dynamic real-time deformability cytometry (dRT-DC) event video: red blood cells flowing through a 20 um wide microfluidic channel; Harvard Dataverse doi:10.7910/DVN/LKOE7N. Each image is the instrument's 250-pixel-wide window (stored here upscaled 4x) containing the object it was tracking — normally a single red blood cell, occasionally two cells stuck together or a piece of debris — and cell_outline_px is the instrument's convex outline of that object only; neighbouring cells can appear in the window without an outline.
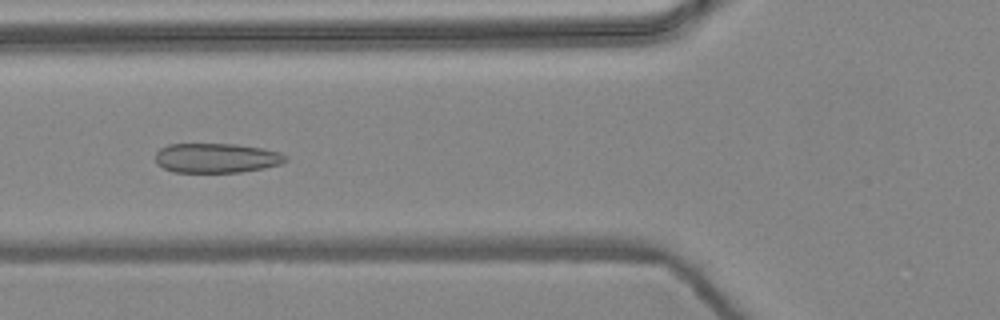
{"species": "common noctule bat (a hibernating species)", "species_latin": "Nyctalus noctula", "temperature_condition": "warm", "stored_images_in_passage": 10, "camera_frame_rate_fps": 3000, "um_per_image_px": 0.085, "animal": {"sex": "female", "body_mass_g": 24.6, "forearm_length_mm": 56.2}, "frame": {"image": 1, "passage_image": 5, "time_ms": 1.333, "image_size_px": [1000, 320], "cell_outline_px": [[288, 160], [280, 164], [264, 168], [240, 172], [172, 172], [156, 164], [156, 152], [160, 148], [168, 144], [236, 144], [264, 148], [280, 152], [288, 156]], "centroid_in_image_um": [18.41, 13.43], "position_along_channel_um": 107.4, "area_um2": 22.66}}
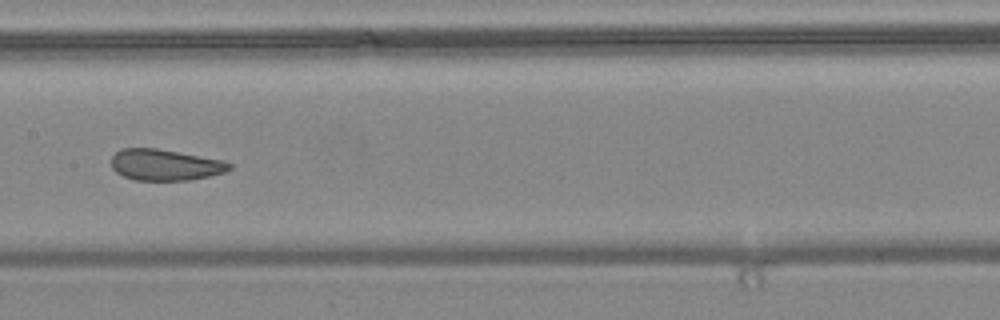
{"frame": {"image": 2, "passage_image": 7, "time_ms": 2.0, "image_size_px": [1000, 320], "cell_outline_px": [[232, 168], [224, 172], [208, 176], [188, 180], [136, 180], [124, 176], [116, 172], [112, 168], [112, 156], [120, 148], [156, 148], [224, 160], [232, 164]], "centroid_in_image_um": [14.03, 14.0], "position_along_channel_um": 193.4, "area_um2": 21.39}}
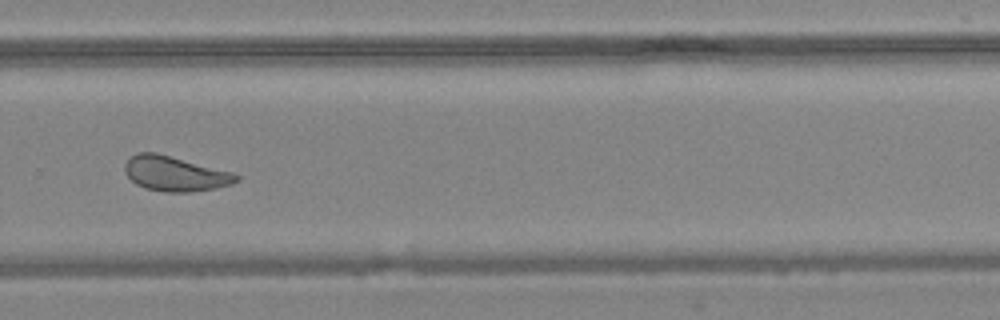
{"frame": {"image": 3, "passage_image": 10, "time_ms": 3.0, "image_size_px": [1000, 320], "cell_outline_px": [[240, 180], [232, 184], [216, 188], [188, 192], [164, 192], [144, 188], [136, 184], [124, 172], [124, 164], [136, 152], [156, 152], [236, 172], [240, 176]], "centroid_in_image_um": [14.92, 14.76], "position_along_channel_um": 314.9, "area_um2": 23.06}}